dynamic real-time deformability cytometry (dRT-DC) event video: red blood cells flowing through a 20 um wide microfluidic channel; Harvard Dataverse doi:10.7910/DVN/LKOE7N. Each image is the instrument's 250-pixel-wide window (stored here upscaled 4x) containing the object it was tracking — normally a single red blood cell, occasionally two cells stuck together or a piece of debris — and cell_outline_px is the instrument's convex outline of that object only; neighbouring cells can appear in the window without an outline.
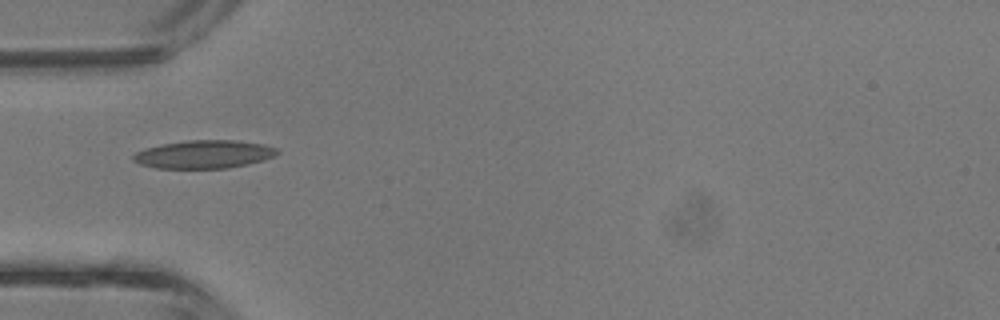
{"species": "common noctule bat (a hibernating species)", "species_latin": "Nyctalus noctula", "temperature_condition": "room temperature", "stored_images_in_passage": 3, "camera_frame_rate_fps": 3000, "um_per_image_px": 0.085, "animal": {"sex": "male", "body_mass_g": 13.3}, "frame": {"image": 1, "passage_image": 2, "time_ms": 0.333, "image_size_px": [1000, 320], "cell_outline_px": [[280, 152], [272, 156], [248, 164], [228, 168], [156, 168], [140, 164], [132, 160], [132, 156], [136, 152], [144, 148], [160, 144], [188, 140], [236, 140], [264, 144], [276, 148]], "centroid_in_image_um": [17.29, 13.11], "position_along_channel_um": 67.7, "area_um2": 23.58}}
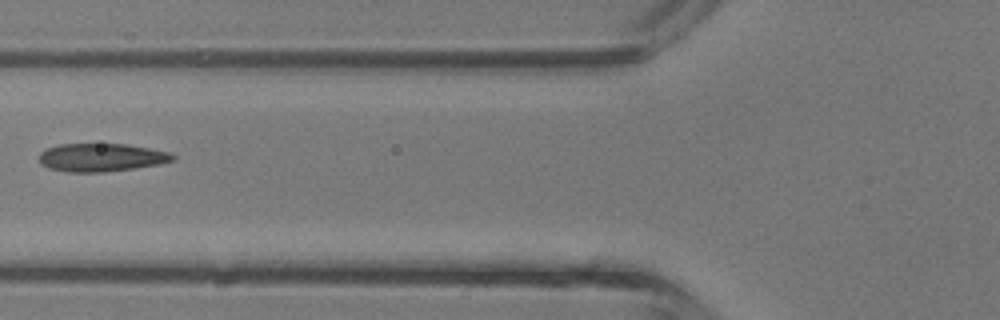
{"frame": {"image": 2, "passage_image": 3, "time_ms": 0.667, "image_size_px": [1000, 320], "cell_outline_px": [[176, 156], [172, 160], [160, 164], [104, 172], [68, 172], [48, 168], [40, 164], [40, 152], [48, 148], [60, 144], [128, 144], [168, 152]], "centroid_in_image_um": [8.58, 13.38], "position_along_channel_um": 117.2, "area_um2": 21.73}}